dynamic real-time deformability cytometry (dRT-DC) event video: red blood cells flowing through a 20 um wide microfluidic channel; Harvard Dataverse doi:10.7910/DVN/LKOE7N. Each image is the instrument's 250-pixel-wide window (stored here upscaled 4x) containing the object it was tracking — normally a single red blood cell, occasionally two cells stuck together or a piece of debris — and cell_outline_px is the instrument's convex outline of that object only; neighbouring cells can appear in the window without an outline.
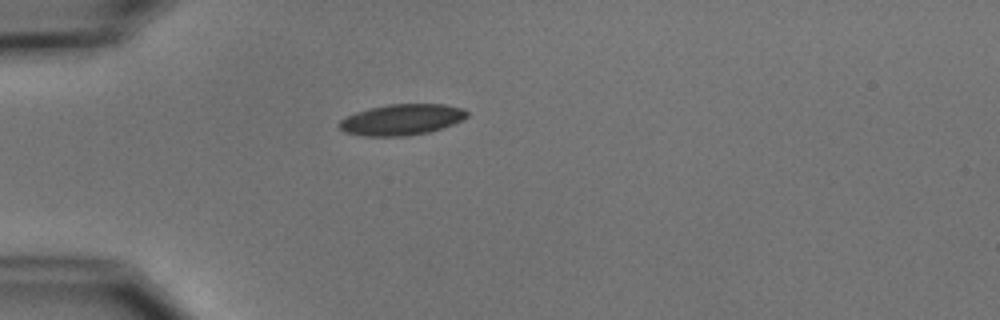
{"species": "common noctule bat (a hibernating species)", "species_latin": "Nyctalus noctula", "temperature_condition": "cold", "stored_images_in_passage": 39, "camera_frame_rate_fps": 3000, "um_per_image_px": 0.085, "animal": {"sex": "male", "body_mass_g": 15.6}, "frame": {"image": 1, "passage_image": 1, "time_ms": 0.0, "image_size_px": [1000, 320], "cell_outline_px": [[468, 116], [452, 124], [428, 132], [404, 136], [364, 136], [344, 132], [336, 124], [340, 120], [356, 112], [368, 108], [388, 104], [444, 104], [464, 108], [468, 112]], "centroid_in_image_um": [34.11, 10.16], "position_along_channel_um": 50.9, "area_um2": 23.0}}
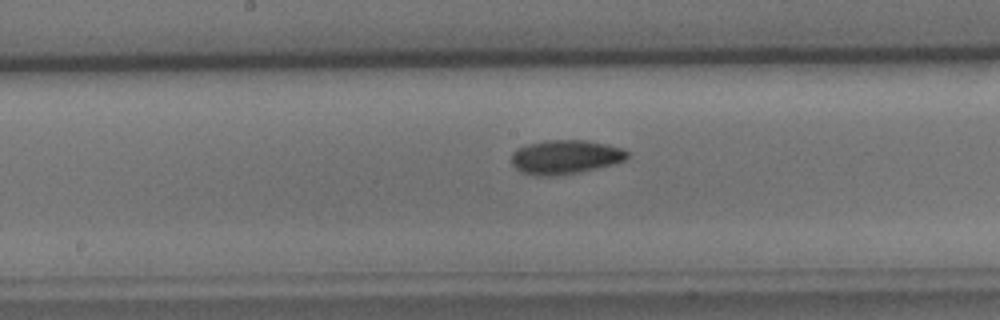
{"frame": {"image": 2, "passage_image": 14, "time_ms": 4.333, "image_size_px": [1000, 320], "cell_outline_px": [[628, 156], [624, 160], [616, 164], [580, 172], [556, 176], [532, 176], [520, 172], [512, 164], [512, 152], [516, 148], [528, 144], [544, 140], [584, 140], [624, 148], [628, 152]], "centroid_in_image_um": [48.03, 13.36], "position_along_channel_um": 200.2, "area_um2": 23.29}}
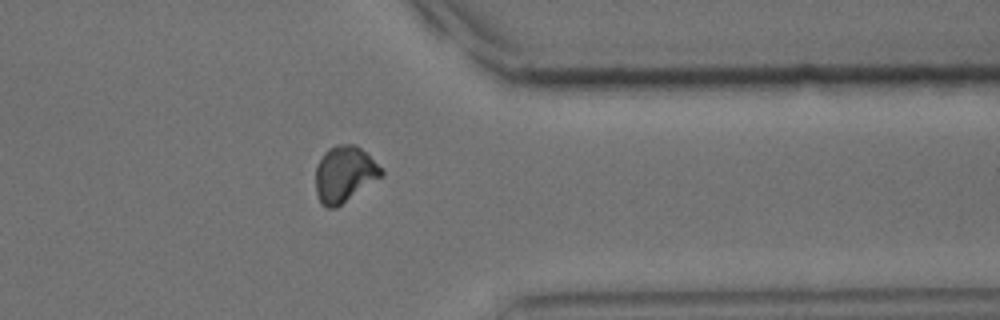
{"frame": {"image": 3, "passage_image": 29, "time_ms": 9.333, "image_size_px": [1000, 320], "cell_outline_px": [[384, 176], [336, 208], [324, 208], [320, 204], [316, 192], [316, 164], [324, 152], [328, 148], [336, 144], [356, 144], [384, 172]], "centroid_in_image_um": [29.25, 14.82], "position_along_channel_um": 382.2, "area_um2": 21.62}, "authors_computed_cell_mechanics": {"area_um2": 21.7906, "velocity_mm_per_s": 3.7629, "shape_relaxation_time_tau1_ms": 3.6468, "shape_relaxation_time_tau2_ms": 5.5409, "deformation_change_tau1": 0.1112, "deformation_change_tau2": 0.09}}